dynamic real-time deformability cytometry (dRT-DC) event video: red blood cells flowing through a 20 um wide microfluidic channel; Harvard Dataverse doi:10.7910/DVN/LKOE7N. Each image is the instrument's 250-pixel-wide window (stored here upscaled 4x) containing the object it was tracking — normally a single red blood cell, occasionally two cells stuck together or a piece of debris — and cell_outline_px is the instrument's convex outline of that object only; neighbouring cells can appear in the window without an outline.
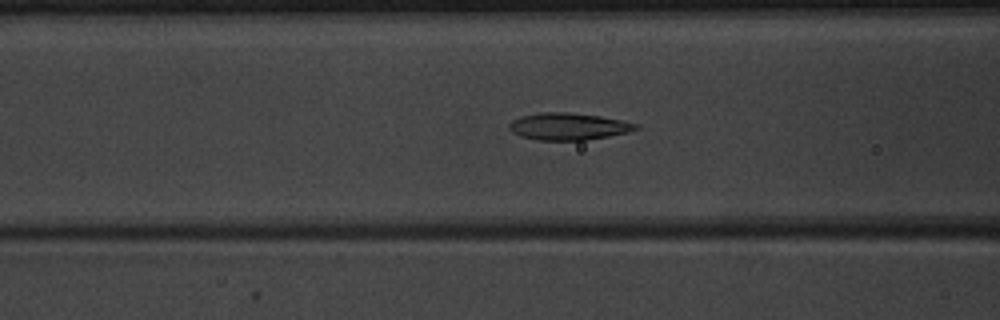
{"species": "common noctule bat (a hibernating species)", "species_latin": "Nyctalus noctula", "temperature_condition": "warm", "stored_images_in_passage": 36, "camera_frame_rate_fps": 3000, "um_per_image_px": 0.085, "animal": {"sex": "male", "body_mass_g": 20.1, "forearm_length_mm": 53.5}, "frame": {"image": 1, "passage_image": 7, "time_ms": 2.0, "image_size_px": [1000, 320], "cell_outline_px": [[640, 128], [628, 132], [608, 136], [584, 140], [536, 140], [520, 136], [512, 132], [508, 128], [508, 124], [512, 120], [520, 116], [540, 112], [568, 112], [600, 116], [620, 120], [636, 124]], "centroid_in_image_um": [48.25, 10.74], "position_along_channel_um": 118.3, "area_um2": 19.94}}
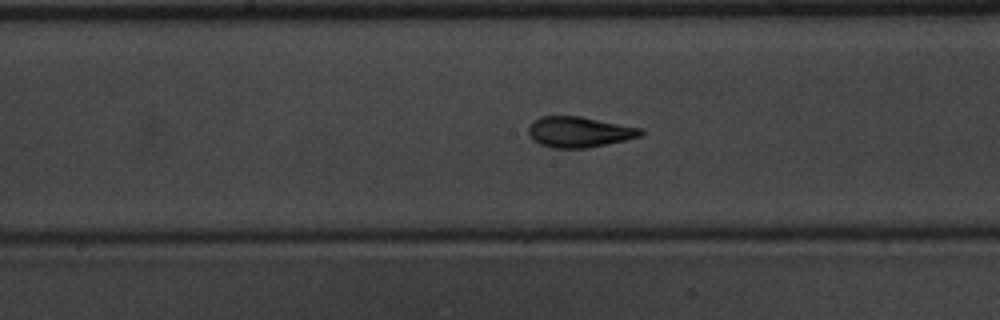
{"frame": {"image": 2, "passage_image": 13, "time_ms": 4.0, "image_size_px": [1000, 320], "cell_outline_px": [[644, 132], [640, 136], [624, 140], [588, 148], [552, 148], [540, 144], [532, 140], [528, 136], [528, 124], [532, 120], [540, 116], [580, 116], [644, 128]], "centroid_in_image_um": [49.19, 11.21], "position_along_channel_um": 199.0, "area_um2": 20.35}}
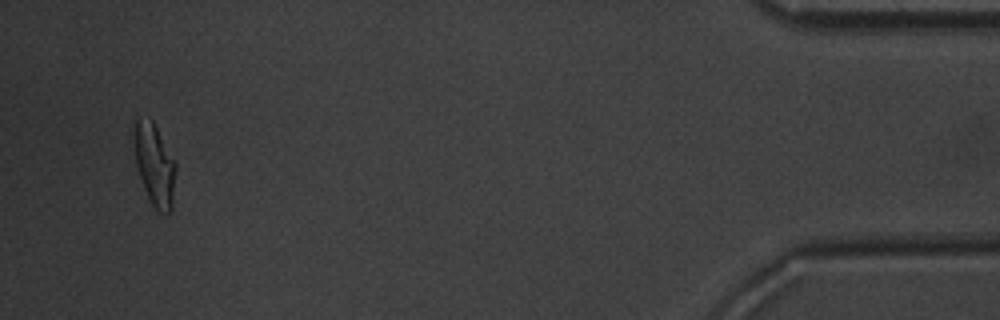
{"frame": {"image": 3, "passage_image": 35, "time_ms": 11.333, "image_size_px": [1000, 320], "cell_outline_px": [[176, 168], [172, 212], [156, 212], [148, 200], [136, 164], [132, 140], [132, 128], [136, 120], [148, 116], [152, 120], [176, 160]], "centroid_in_image_um": [13.13, 13.99], "position_along_channel_um": 422.1, "area_um2": 20.58}}